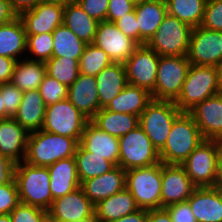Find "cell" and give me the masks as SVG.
Instances as JSON below:
<instances>
[{
	"label": "cell",
	"mask_w": 222,
	"mask_h": 222,
	"mask_svg": "<svg viewBox=\"0 0 222 222\" xmlns=\"http://www.w3.org/2000/svg\"><path fill=\"white\" fill-rule=\"evenodd\" d=\"M205 141L193 116L181 112L173 122L164 147L159 151L160 162L182 164Z\"/></svg>",
	"instance_id": "7a4b0ae2"
},
{
	"label": "cell",
	"mask_w": 222,
	"mask_h": 222,
	"mask_svg": "<svg viewBox=\"0 0 222 222\" xmlns=\"http://www.w3.org/2000/svg\"><path fill=\"white\" fill-rule=\"evenodd\" d=\"M206 29L222 31V0H207L200 25Z\"/></svg>",
	"instance_id": "7bdbcfd3"
},
{
	"label": "cell",
	"mask_w": 222,
	"mask_h": 222,
	"mask_svg": "<svg viewBox=\"0 0 222 222\" xmlns=\"http://www.w3.org/2000/svg\"><path fill=\"white\" fill-rule=\"evenodd\" d=\"M80 144L88 152L119 166V138L99 129L91 121L86 123Z\"/></svg>",
	"instance_id": "7402d4cb"
},
{
	"label": "cell",
	"mask_w": 222,
	"mask_h": 222,
	"mask_svg": "<svg viewBox=\"0 0 222 222\" xmlns=\"http://www.w3.org/2000/svg\"><path fill=\"white\" fill-rule=\"evenodd\" d=\"M218 93L215 66L190 65L180 95L174 101L181 112Z\"/></svg>",
	"instance_id": "5b68a950"
},
{
	"label": "cell",
	"mask_w": 222,
	"mask_h": 222,
	"mask_svg": "<svg viewBox=\"0 0 222 222\" xmlns=\"http://www.w3.org/2000/svg\"><path fill=\"white\" fill-rule=\"evenodd\" d=\"M135 5L143 3V2H147V1H151V0H131Z\"/></svg>",
	"instance_id": "be15d7a7"
},
{
	"label": "cell",
	"mask_w": 222,
	"mask_h": 222,
	"mask_svg": "<svg viewBox=\"0 0 222 222\" xmlns=\"http://www.w3.org/2000/svg\"><path fill=\"white\" fill-rule=\"evenodd\" d=\"M207 0H165L167 14L192 28L202 24Z\"/></svg>",
	"instance_id": "d590c367"
},
{
	"label": "cell",
	"mask_w": 222,
	"mask_h": 222,
	"mask_svg": "<svg viewBox=\"0 0 222 222\" xmlns=\"http://www.w3.org/2000/svg\"><path fill=\"white\" fill-rule=\"evenodd\" d=\"M161 187V162L126 170V188L140 209L161 208Z\"/></svg>",
	"instance_id": "277c9868"
},
{
	"label": "cell",
	"mask_w": 222,
	"mask_h": 222,
	"mask_svg": "<svg viewBox=\"0 0 222 222\" xmlns=\"http://www.w3.org/2000/svg\"><path fill=\"white\" fill-rule=\"evenodd\" d=\"M100 109L106 108L110 102L128 84L124 63H112L96 76Z\"/></svg>",
	"instance_id": "484cf974"
},
{
	"label": "cell",
	"mask_w": 222,
	"mask_h": 222,
	"mask_svg": "<svg viewBox=\"0 0 222 222\" xmlns=\"http://www.w3.org/2000/svg\"><path fill=\"white\" fill-rule=\"evenodd\" d=\"M48 216L58 222L80 221L95 216V205L80 186L52 201Z\"/></svg>",
	"instance_id": "2e32d148"
},
{
	"label": "cell",
	"mask_w": 222,
	"mask_h": 222,
	"mask_svg": "<svg viewBox=\"0 0 222 222\" xmlns=\"http://www.w3.org/2000/svg\"><path fill=\"white\" fill-rule=\"evenodd\" d=\"M119 166L124 170L160 163L159 152L140 126L119 138Z\"/></svg>",
	"instance_id": "30bf717a"
},
{
	"label": "cell",
	"mask_w": 222,
	"mask_h": 222,
	"mask_svg": "<svg viewBox=\"0 0 222 222\" xmlns=\"http://www.w3.org/2000/svg\"><path fill=\"white\" fill-rule=\"evenodd\" d=\"M89 120L68 100L46 106L41 130L70 138H81Z\"/></svg>",
	"instance_id": "8fae6325"
},
{
	"label": "cell",
	"mask_w": 222,
	"mask_h": 222,
	"mask_svg": "<svg viewBox=\"0 0 222 222\" xmlns=\"http://www.w3.org/2000/svg\"><path fill=\"white\" fill-rule=\"evenodd\" d=\"M63 24L86 44L93 43L98 21L89 16L77 2L64 6Z\"/></svg>",
	"instance_id": "1f68e13d"
},
{
	"label": "cell",
	"mask_w": 222,
	"mask_h": 222,
	"mask_svg": "<svg viewBox=\"0 0 222 222\" xmlns=\"http://www.w3.org/2000/svg\"><path fill=\"white\" fill-rule=\"evenodd\" d=\"M159 57L146 44L139 45L124 62L127 83L152 93L156 84Z\"/></svg>",
	"instance_id": "4fadbf2b"
},
{
	"label": "cell",
	"mask_w": 222,
	"mask_h": 222,
	"mask_svg": "<svg viewBox=\"0 0 222 222\" xmlns=\"http://www.w3.org/2000/svg\"><path fill=\"white\" fill-rule=\"evenodd\" d=\"M222 141L205 140L181 164L196 187H213Z\"/></svg>",
	"instance_id": "52a82bcc"
},
{
	"label": "cell",
	"mask_w": 222,
	"mask_h": 222,
	"mask_svg": "<svg viewBox=\"0 0 222 222\" xmlns=\"http://www.w3.org/2000/svg\"><path fill=\"white\" fill-rule=\"evenodd\" d=\"M20 203L19 194L14 178L0 185V215L10 214Z\"/></svg>",
	"instance_id": "ee69618b"
},
{
	"label": "cell",
	"mask_w": 222,
	"mask_h": 222,
	"mask_svg": "<svg viewBox=\"0 0 222 222\" xmlns=\"http://www.w3.org/2000/svg\"><path fill=\"white\" fill-rule=\"evenodd\" d=\"M190 65L186 56H160L156 84L151 93L153 99L175 101L181 93Z\"/></svg>",
	"instance_id": "9c48e42d"
},
{
	"label": "cell",
	"mask_w": 222,
	"mask_h": 222,
	"mask_svg": "<svg viewBox=\"0 0 222 222\" xmlns=\"http://www.w3.org/2000/svg\"><path fill=\"white\" fill-rule=\"evenodd\" d=\"M39 91L46 106L68 99V87L47 74L39 86Z\"/></svg>",
	"instance_id": "ab89813d"
},
{
	"label": "cell",
	"mask_w": 222,
	"mask_h": 222,
	"mask_svg": "<svg viewBox=\"0 0 222 222\" xmlns=\"http://www.w3.org/2000/svg\"><path fill=\"white\" fill-rule=\"evenodd\" d=\"M77 3L98 22L106 20L109 0H77Z\"/></svg>",
	"instance_id": "f6af8a7d"
},
{
	"label": "cell",
	"mask_w": 222,
	"mask_h": 222,
	"mask_svg": "<svg viewBox=\"0 0 222 222\" xmlns=\"http://www.w3.org/2000/svg\"><path fill=\"white\" fill-rule=\"evenodd\" d=\"M29 135L14 118L0 120V155L15 164L24 161Z\"/></svg>",
	"instance_id": "ffe728a7"
},
{
	"label": "cell",
	"mask_w": 222,
	"mask_h": 222,
	"mask_svg": "<svg viewBox=\"0 0 222 222\" xmlns=\"http://www.w3.org/2000/svg\"><path fill=\"white\" fill-rule=\"evenodd\" d=\"M186 57L193 65L216 67L222 62V31L193 27Z\"/></svg>",
	"instance_id": "7c38bea8"
},
{
	"label": "cell",
	"mask_w": 222,
	"mask_h": 222,
	"mask_svg": "<svg viewBox=\"0 0 222 222\" xmlns=\"http://www.w3.org/2000/svg\"><path fill=\"white\" fill-rule=\"evenodd\" d=\"M152 100L153 97L149 91L127 84L106 109L112 112L140 116Z\"/></svg>",
	"instance_id": "f546056e"
},
{
	"label": "cell",
	"mask_w": 222,
	"mask_h": 222,
	"mask_svg": "<svg viewBox=\"0 0 222 222\" xmlns=\"http://www.w3.org/2000/svg\"><path fill=\"white\" fill-rule=\"evenodd\" d=\"M0 91L6 114L13 118L21 104L23 92L12 82L1 84Z\"/></svg>",
	"instance_id": "60d3db41"
},
{
	"label": "cell",
	"mask_w": 222,
	"mask_h": 222,
	"mask_svg": "<svg viewBox=\"0 0 222 222\" xmlns=\"http://www.w3.org/2000/svg\"><path fill=\"white\" fill-rule=\"evenodd\" d=\"M148 222H173L166 208L148 210Z\"/></svg>",
	"instance_id": "db71d44e"
},
{
	"label": "cell",
	"mask_w": 222,
	"mask_h": 222,
	"mask_svg": "<svg viewBox=\"0 0 222 222\" xmlns=\"http://www.w3.org/2000/svg\"><path fill=\"white\" fill-rule=\"evenodd\" d=\"M113 62L101 48L93 43L87 44L79 60V71L82 74L96 76Z\"/></svg>",
	"instance_id": "74e56055"
},
{
	"label": "cell",
	"mask_w": 222,
	"mask_h": 222,
	"mask_svg": "<svg viewBox=\"0 0 222 222\" xmlns=\"http://www.w3.org/2000/svg\"><path fill=\"white\" fill-rule=\"evenodd\" d=\"M93 44L108 54L114 63H124L139 46L126 36L114 22H98Z\"/></svg>",
	"instance_id": "5bb4252c"
},
{
	"label": "cell",
	"mask_w": 222,
	"mask_h": 222,
	"mask_svg": "<svg viewBox=\"0 0 222 222\" xmlns=\"http://www.w3.org/2000/svg\"><path fill=\"white\" fill-rule=\"evenodd\" d=\"M46 105L39 89L23 92L22 101L13 117L29 133L39 131L44 123Z\"/></svg>",
	"instance_id": "4316f807"
},
{
	"label": "cell",
	"mask_w": 222,
	"mask_h": 222,
	"mask_svg": "<svg viewBox=\"0 0 222 222\" xmlns=\"http://www.w3.org/2000/svg\"><path fill=\"white\" fill-rule=\"evenodd\" d=\"M166 209L173 222H197L187 201L170 205Z\"/></svg>",
	"instance_id": "c3c4849f"
},
{
	"label": "cell",
	"mask_w": 222,
	"mask_h": 222,
	"mask_svg": "<svg viewBox=\"0 0 222 222\" xmlns=\"http://www.w3.org/2000/svg\"><path fill=\"white\" fill-rule=\"evenodd\" d=\"M7 118H10V117L6 114V111L4 108V101L2 99L1 91H0V120H4Z\"/></svg>",
	"instance_id": "680465c9"
},
{
	"label": "cell",
	"mask_w": 222,
	"mask_h": 222,
	"mask_svg": "<svg viewBox=\"0 0 222 222\" xmlns=\"http://www.w3.org/2000/svg\"><path fill=\"white\" fill-rule=\"evenodd\" d=\"M17 60L0 56V85L11 82Z\"/></svg>",
	"instance_id": "681fc988"
},
{
	"label": "cell",
	"mask_w": 222,
	"mask_h": 222,
	"mask_svg": "<svg viewBox=\"0 0 222 222\" xmlns=\"http://www.w3.org/2000/svg\"><path fill=\"white\" fill-rule=\"evenodd\" d=\"M0 222H12L10 214L0 215Z\"/></svg>",
	"instance_id": "94428289"
},
{
	"label": "cell",
	"mask_w": 222,
	"mask_h": 222,
	"mask_svg": "<svg viewBox=\"0 0 222 222\" xmlns=\"http://www.w3.org/2000/svg\"><path fill=\"white\" fill-rule=\"evenodd\" d=\"M23 59L15 63L11 82L22 92L39 89L46 75V62L29 60L28 56Z\"/></svg>",
	"instance_id": "d6a6232c"
},
{
	"label": "cell",
	"mask_w": 222,
	"mask_h": 222,
	"mask_svg": "<svg viewBox=\"0 0 222 222\" xmlns=\"http://www.w3.org/2000/svg\"><path fill=\"white\" fill-rule=\"evenodd\" d=\"M112 222H148V210L138 209Z\"/></svg>",
	"instance_id": "11a10c76"
},
{
	"label": "cell",
	"mask_w": 222,
	"mask_h": 222,
	"mask_svg": "<svg viewBox=\"0 0 222 222\" xmlns=\"http://www.w3.org/2000/svg\"><path fill=\"white\" fill-rule=\"evenodd\" d=\"M216 78H217V87L218 93L222 94V62L219 63L216 67Z\"/></svg>",
	"instance_id": "6f0895ef"
},
{
	"label": "cell",
	"mask_w": 222,
	"mask_h": 222,
	"mask_svg": "<svg viewBox=\"0 0 222 222\" xmlns=\"http://www.w3.org/2000/svg\"><path fill=\"white\" fill-rule=\"evenodd\" d=\"M187 202L197 222H222V193L214 187H196Z\"/></svg>",
	"instance_id": "44dd1931"
},
{
	"label": "cell",
	"mask_w": 222,
	"mask_h": 222,
	"mask_svg": "<svg viewBox=\"0 0 222 222\" xmlns=\"http://www.w3.org/2000/svg\"><path fill=\"white\" fill-rule=\"evenodd\" d=\"M189 113L205 140L222 141V94H215L198 103Z\"/></svg>",
	"instance_id": "ac0fdd59"
},
{
	"label": "cell",
	"mask_w": 222,
	"mask_h": 222,
	"mask_svg": "<svg viewBox=\"0 0 222 222\" xmlns=\"http://www.w3.org/2000/svg\"><path fill=\"white\" fill-rule=\"evenodd\" d=\"M53 37V52L52 57H66L68 59L80 60L85 46L84 41L79 39L64 24L58 26L52 33Z\"/></svg>",
	"instance_id": "e575fe53"
},
{
	"label": "cell",
	"mask_w": 222,
	"mask_h": 222,
	"mask_svg": "<svg viewBox=\"0 0 222 222\" xmlns=\"http://www.w3.org/2000/svg\"><path fill=\"white\" fill-rule=\"evenodd\" d=\"M161 178V208L186 202L196 188L181 164L161 162Z\"/></svg>",
	"instance_id": "9a60e30c"
},
{
	"label": "cell",
	"mask_w": 222,
	"mask_h": 222,
	"mask_svg": "<svg viewBox=\"0 0 222 222\" xmlns=\"http://www.w3.org/2000/svg\"><path fill=\"white\" fill-rule=\"evenodd\" d=\"M50 176L52 201L81 186L74 157L56 161L47 167Z\"/></svg>",
	"instance_id": "cb8c5ba5"
},
{
	"label": "cell",
	"mask_w": 222,
	"mask_h": 222,
	"mask_svg": "<svg viewBox=\"0 0 222 222\" xmlns=\"http://www.w3.org/2000/svg\"><path fill=\"white\" fill-rule=\"evenodd\" d=\"M180 113L174 101L153 99L139 116V126L158 152L164 147L173 122Z\"/></svg>",
	"instance_id": "8992f818"
},
{
	"label": "cell",
	"mask_w": 222,
	"mask_h": 222,
	"mask_svg": "<svg viewBox=\"0 0 222 222\" xmlns=\"http://www.w3.org/2000/svg\"><path fill=\"white\" fill-rule=\"evenodd\" d=\"M44 222H58V221H55L52 218H50L49 216H47L46 219L44 220Z\"/></svg>",
	"instance_id": "e7e4bbea"
},
{
	"label": "cell",
	"mask_w": 222,
	"mask_h": 222,
	"mask_svg": "<svg viewBox=\"0 0 222 222\" xmlns=\"http://www.w3.org/2000/svg\"><path fill=\"white\" fill-rule=\"evenodd\" d=\"M81 187L85 195L96 205L105 198L126 188V170L116 166L101 176L85 180Z\"/></svg>",
	"instance_id": "603a6c76"
},
{
	"label": "cell",
	"mask_w": 222,
	"mask_h": 222,
	"mask_svg": "<svg viewBox=\"0 0 222 222\" xmlns=\"http://www.w3.org/2000/svg\"><path fill=\"white\" fill-rule=\"evenodd\" d=\"M135 4L131 0H109L106 21L115 22L134 10Z\"/></svg>",
	"instance_id": "7dc6e473"
},
{
	"label": "cell",
	"mask_w": 222,
	"mask_h": 222,
	"mask_svg": "<svg viewBox=\"0 0 222 222\" xmlns=\"http://www.w3.org/2000/svg\"><path fill=\"white\" fill-rule=\"evenodd\" d=\"M99 129L120 138L139 126V116L100 109L90 120Z\"/></svg>",
	"instance_id": "4dcf8cb0"
},
{
	"label": "cell",
	"mask_w": 222,
	"mask_h": 222,
	"mask_svg": "<svg viewBox=\"0 0 222 222\" xmlns=\"http://www.w3.org/2000/svg\"><path fill=\"white\" fill-rule=\"evenodd\" d=\"M74 159L81 184L85 180L101 176L116 167L113 162L88 152L80 143Z\"/></svg>",
	"instance_id": "836d02e7"
},
{
	"label": "cell",
	"mask_w": 222,
	"mask_h": 222,
	"mask_svg": "<svg viewBox=\"0 0 222 222\" xmlns=\"http://www.w3.org/2000/svg\"><path fill=\"white\" fill-rule=\"evenodd\" d=\"M140 209L130 193L125 188L95 205V216L99 222H112Z\"/></svg>",
	"instance_id": "83f0119b"
},
{
	"label": "cell",
	"mask_w": 222,
	"mask_h": 222,
	"mask_svg": "<svg viewBox=\"0 0 222 222\" xmlns=\"http://www.w3.org/2000/svg\"><path fill=\"white\" fill-rule=\"evenodd\" d=\"M27 34L19 16L0 25V56L19 61L26 51Z\"/></svg>",
	"instance_id": "f1b7e54d"
},
{
	"label": "cell",
	"mask_w": 222,
	"mask_h": 222,
	"mask_svg": "<svg viewBox=\"0 0 222 222\" xmlns=\"http://www.w3.org/2000/svg\"><path fill=\"white\" fill-rule=\"evenodd\" d=\"M114 23L126 36L139 45V26L137 24L135 9L125 14Z\"/></svg>",
	"instance_id": "bcb514c9"
},
{
	"label": "cell",
	"mask_w": 222,
	"mask_h": 222,
	"mask_svg": "<svg viewBox=\"0 0 222 222\" xmlns=\"http://www.w3.org/2000/svg\"><path fill=\"white\" fill-rule=\"evenodd\" d=\"M45 1L62 4L64 6L77 2V0H45Z\"/></svg>",
	"instance_id": "91938a15"
},
{
	"label": "cell",
	"mask_w": 222,
	"mask_h": 222,
	"mask_svg": "<svg viewBox=\"0 0 222 222\" xmlns=\"http://www.w3.org/2000/svg\"><path fill=\"white\" fill-rule=\"evenodd\" d=\"M46 74L70 87L80 74L79 61L66 57H51L46 62Z\"/></svg>",
	"instance_id": "8d00e7d4"
},
{
	"label": "cell",
	"mask_w": 222,
	"mask_h": 222,
	"mask_svg": "<svg viewBox=\"0 0 222 222\" xmlns=\"http://www.w3.org/2000/svg\"><path fill=\"white\" fill-rule=\"evenodd\" d=\"M21 18L27 35L53 33L63 25L64 5L43 0L34 8L22 12Z\"/></svg>",
	"instance_id": "e0dca14e"
},
{
	"label": "cell",
	"mask_w": 222,
	"mask_h": 222,
	"mask_svg": "<svg viewBox=\"0 0 222 222\" xmlns=\"http://www.w3.org/2000/svg\"><path fill=\"white\" fill-rule=\"evenodd\" d=\"M213 187L216 190H218L222 193V152L220 153V157H219V161H218L216 181H215Z\"/></svg>",
	"instance_id": "9f6ffc18"
},
{
	"label": "cell",
	"mask_w": 222,
	"mask_h": 222,
	"mask_svg": "<svg viewBox=\"0 0 222 222\" xmlns=\"http://www.w3.org/2000/svg\"><path fill=\"white\" fill-rule=\"evenodd\" d=\"M68 100L90 121L100 110L95 76L80 73L68 87Z\"/></svg>",
	"instance_id": "d6986e66"
},
{
	"label": "cell",
	"mask_w": 222,
	"mask_h": 222,
	"mask_svg": "<svg viewBox=\"0 0 222 222\" xmlns=\"http://www.w3.org/2000/svg\"><path fill=\"white\" fill-rule=\"evenodd\" d=\"M13 11L19 16L22 12L34 8L43 0H9Z\"/></svg>",
	"instance_id": "f5cc1de1"
},
{
	"label": "cell",
	"mask_w": 222,
	"mask_h": 222,
	"mask_svg": "<svg viewBox=\"0 0 222 222\" xmlns=\"http://www.w3.org/2000/svg\"><path fill=\"white\" fill-rule=\"evenodd\" d=\"M47 216L46 210L21 202L10 213L12 222H44Z\"/></svg>",
	"instance_id": "b9f144b4"
},
{
	"label": "cell",
	"mask_w": 222,
	"mask_h": 222,
	"mask_svg": "<svg viewBox=\"0 0 222 222\" xmlns=\"http://www.w3.org/2000/svg\"><path fill=\"white\" fill-rule=\"evenodd\" d=\"M26 51L32 56L29 60L47 62L53 52L52 33L27 35Z\"/></svg>",
	"instance_id": "f35d334b"
},
{
	"label": "cell",
	"mask_w": 222,
	"mask_h": 222,
	"mask_svg": "<svg viewBox=\"0 0 222 222\" xmlns=\"http://www.w3.org/2000/svg\"><path fill=\"white\" fill-rule=\"evenodd\" d=\"M14 180L21 203L48 211L52 204L50 176L47 167L30 165L24 161L15 164Z\"/></svg>",
	"instance_id": "3957f363"
},
{
	"label": "cell",
	"mask_w": 222,
	"mask_h": 222,
	"mask_svg": "<svg viewBox=\"0 0 222 222\" xmlns=\"http://www.w3.org/2000/svg\"><path fill=\"white\" fill-rule=\"evenodd\" d=\"M81 138H70L43 130L31 132L24 162L49 167L58 160L74 157Z\"/></svg>",
	"instance_id": "6da1fadb"
},
{
	"label": "cell",
	"mask_w": 222,
	"mask_h": 222,
	"mask_svg": "<svg viewBox=\"0 0 222 222\" xmlns=\"http://www.w3.org/2000/svg\"><path fill=\"white\" fill-rule=\"evenodd\" d=\"M70 222H99V221L96 219V216H94V217H90L88 219H83L80 221H70Z\"/></svg>",
	"instance_id": "6125c7cd"
},
{
	"label": "cell",
	"mask_w": 222,
	"mask_h": 222,
	"mask_svg": "<svg viewBox=\"0 0 222 222\" xmlns=\"http://www.w3.org/2000/svg\"><path fill=\"white\" fill-rule=\"evenodd\" d=\"M18 15L13 11L9 0H0V25L6 24Z\"/></svg>",
	"instance_id": "816d5d0a"
},
{
	"label": "cell",
	"mask_w": 222,
	"mask_h": 222,
	"mask_svg": "<svg viewBox=\"0 0 222 222\" xmlns=\"http://www.w3.org/2000/svg\"><path fill=\"white\" fill-rule=\"evenodd\" d=\"M15 163L0 155V185L14 178Z\"/></svg>",
	"instance_id": "f907efd6"
},
{
	"label": "cell",
	"mask_w": 222,
	"mask_h": 222,
	"mask_svg": "<svg viewBox=\"0 0 222 222\" xmlns=\"http://www.w3.org/2000/svg\"><path fill=\"white\" fill-rule=\"evenodd\" d=\"M192 27L167 14L146 45L159 56H186Z\"/></svg>",
	"instance_id": "ba28073f"
},
{
	"label": "cell",
	"mask_w": 222,
	"mask_h": 222,
	"mask_svg": "<svg viewBox=\"0 0 222 222\" xmlns=\"http://www.w3.org/2000/svg\"><path fill=\"white\" fill-rule=\"evenodd\" d=\"M139 26V45H145L167 15L165 0H151L135 5Z\"/></svg>",
	"instance_id": "d4e9b609"
}]
</instances>
